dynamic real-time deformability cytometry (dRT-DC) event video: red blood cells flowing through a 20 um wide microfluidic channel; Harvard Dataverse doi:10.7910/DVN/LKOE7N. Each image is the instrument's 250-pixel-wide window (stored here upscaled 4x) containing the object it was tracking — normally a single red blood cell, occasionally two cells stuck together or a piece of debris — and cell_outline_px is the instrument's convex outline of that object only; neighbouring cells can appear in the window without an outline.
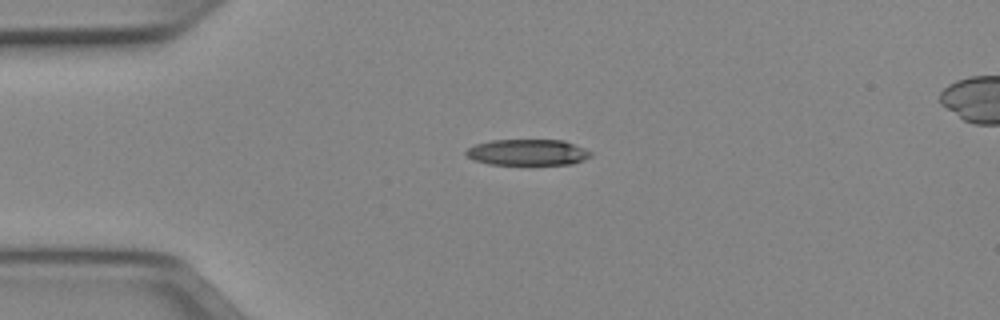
{"species": "Egyptian fruit bat (a non-hibernating species)", "species_latin": "Rousettus aegyptiacus", "temperature_condition": "cold", "stored_images_in_passage": 40, "camera_frame_rate_fps": 3000, "um_per_image_px": 0.085, "animal": {"sex": "female"}, "frame": {"image": 1, "passage_image": 1, "time_ms": 0.0, "image_size_px": [1000, 320], "cell_outline_px": [[592, 156], [584, 160], [572, 164], [488, 164], [472, 160], [464, 152], [468, 148], [476, 144], [492, 140], [564, 140], [584, 148], [592, 152]], "centroid_in_image_um": [44.86, 12.95], "position_along_channel_um": 40.1, "area_um2": 18.96}}
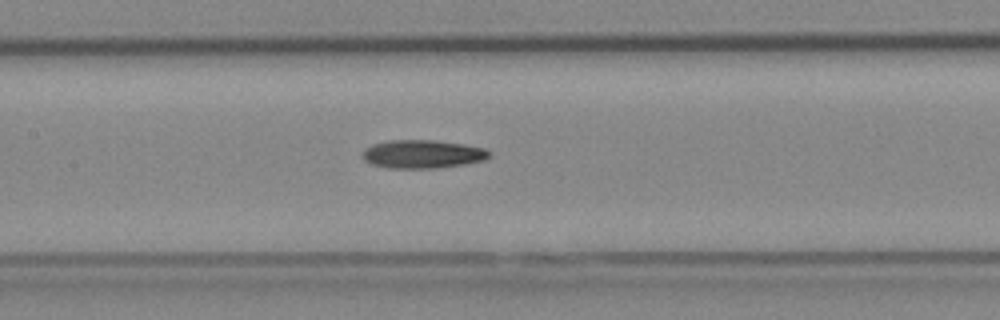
{"frame": {"image": 2, "passage_image": 13, "time_ms": 4.0, "image_size_px": [1000, 320], "cell_outline_px": [[492, 152], [484, 160], [464, 164], [436, 168], [388, 168], [372, 164], [364, 160], [364, 152], [372, 144], [388, 140], [432, 140], [464, 144], [484, 148]], "centroid_in_image_um": [35.94, 13.09], "position_along_channel_um": 171.5, "area_um2": 20.75}}
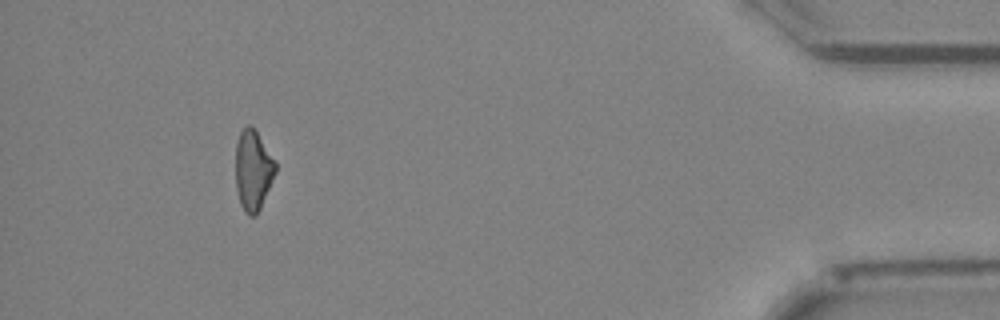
{"frame": {"image": 3, "passage_image": 36, "time_ms": 11.667, "image_size_px": [1000, 320], "cell_outline_px": [[276, 172], [260, 208], [256, 216], [248, 216], [244, 212], [240, 204], [236, 188], [236, 144], [240, 132], [248, 124], [252, 124], [256, 128], [276, 160]], "centroid_in_image_um": [21.52, 14.43], "position_along_channel_um": 413.7, "area_um2": 19.02}}